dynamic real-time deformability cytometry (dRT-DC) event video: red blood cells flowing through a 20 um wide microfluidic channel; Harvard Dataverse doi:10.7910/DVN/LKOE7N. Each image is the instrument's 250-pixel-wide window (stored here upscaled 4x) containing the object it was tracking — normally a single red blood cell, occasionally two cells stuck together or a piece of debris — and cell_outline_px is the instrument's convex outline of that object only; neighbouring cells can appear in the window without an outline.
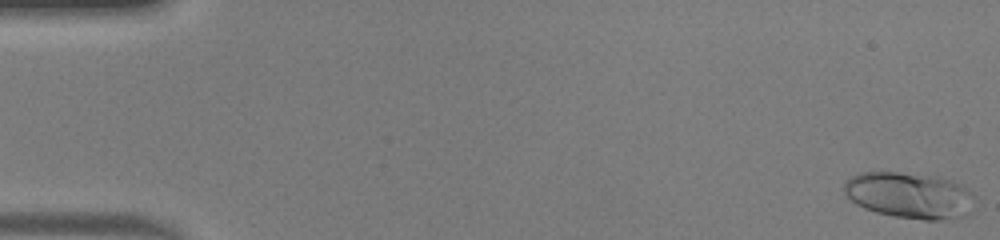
{"species": "human", "species_latin": "Homo sapiens", "temperature_condition": "warm", "stored_images_in_passage": 50, "camera_frame_rate_fps": 3000, "um_per_image_px": 0.085, "donor": {"sex": "male"}, "frame": {"image": 1, "passage_image": 1, "time_ms": 0.0, "image_size_px": [1000, 240], "cell_outline_px": [[976, 196], [972, 212], [964, 216], [940, 220], [924, 220], [896, 216], [876, 212], [864, 208], [856, 204], [844, 192], [844, 184], [852, 176], [860, 172], [900, 172], [940, 176], [960, 184]], "centroid_in_image_um": [77.36, 16.6], "position_along_channel_um": 7.6, "area_um2": 35.37}}
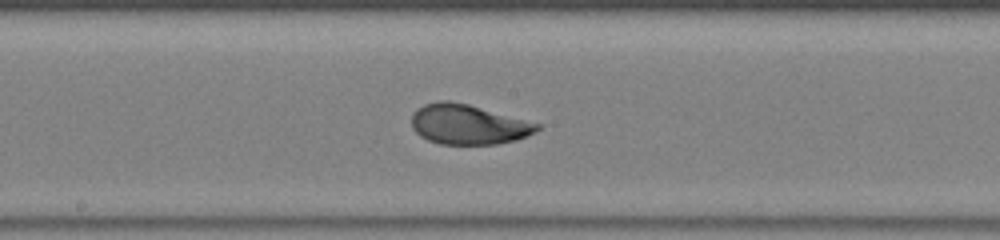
{"frame": {"image": 2, "passage_image": 27, "time_ms": 8.667, "image_size_px": [1000, 240], "cell_outline_px": [[544, 124], [536, 132], [528, 136], [516, 140], [496, 144], [440, 144], [428, 140], [420, 136], [412, 128], [412, 112], [416, 108], [424, 104], [440, 100], [448, 100], [468, 104]], "centroid_in_image_um": [39.82, 10.57], "position_along_channel_um": 208.4, "area_um2": 29.59}}
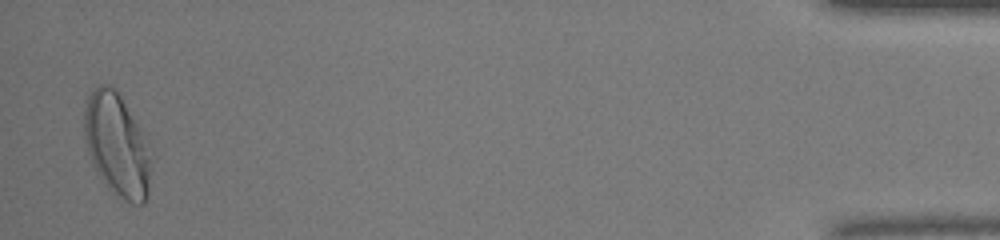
{"frame": {"image": 3, "passage_image": 49, "time_ms": 16.0, "image_size_px": [1000, 240], "cell_outline_px": [[152, 164], [148, 196], [144, 204], [132, 204], [120, 200], [104, 184], [92, 164], [88, 152], [84, 136], [84, 100], [92, 88], [100, 84], [108, 84], [120, 96], [152, 144]], "centroid_in_image_um": [9.97, 12.35], "position_along_channel_um": 425.2, "area_um2": 41.38}, "authors_computed_cell_mechanics": {"area_um2": 29.5936, "velocity_mm_per_s": 4.1548, "shape_relaxation_time_tau1_ms": 5.0004, "shape_relaxation_time_tau2_ms": 0.7035, "deformation_change_tau1": 0.2417, "deformation_change_tau2": 0.0568}}